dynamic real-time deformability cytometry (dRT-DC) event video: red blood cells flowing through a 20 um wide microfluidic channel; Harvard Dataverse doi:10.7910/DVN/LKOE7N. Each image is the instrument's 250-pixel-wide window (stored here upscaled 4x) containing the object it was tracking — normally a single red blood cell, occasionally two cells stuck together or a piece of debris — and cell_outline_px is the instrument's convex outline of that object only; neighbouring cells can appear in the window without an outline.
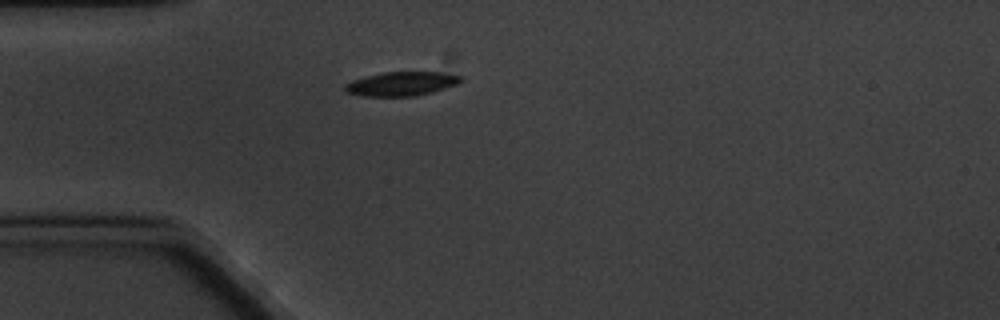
{"species": "common noctule bat (a hibernating species)", "species_latin": "Nyctalus noctula", "temperature_condition": "cold", "stored_images_in_passage": 7, "camera_frame_rate_fps": 3000, "um_per_image_px": 0.085, "animal": {"sex": "male", "body_mass_g": 20.1, "forearm_length_mm": 53.5}, "frame": {"image": 1, "passage_image": 7, "time_ms": 7.0, "image_size_px": [1000, 320], "cell_outline_px": [[464, 80], [456, 84], [432, 92], [416, 96], [360, 96], [344, 92], [344, 84], [352, 80], [384, 72], [440, 72], [464, 76]], "centroid_in_image_um": [34.11, 7.12], "position_along_channel_um": 50.9, "area_um2": 16.3}}